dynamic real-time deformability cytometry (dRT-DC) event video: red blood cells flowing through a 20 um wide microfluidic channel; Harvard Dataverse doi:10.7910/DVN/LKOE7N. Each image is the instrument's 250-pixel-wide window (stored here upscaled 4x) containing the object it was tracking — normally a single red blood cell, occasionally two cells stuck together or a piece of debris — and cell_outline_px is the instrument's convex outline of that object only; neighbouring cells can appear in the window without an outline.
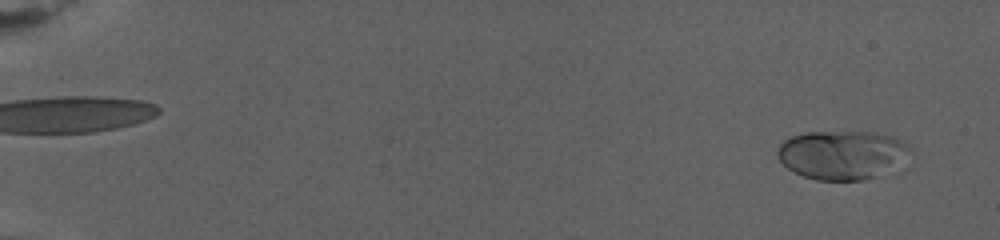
{"species": "human", "species_latin": "Homo sapiens", "temperature_condition": "warm", "stored_images_in_passage": 108, "camera_frame_rate_fps": 3000, "um_per_image_px": 0.085, "donor": {"sex": "female"}, "frame": {"image": 1, "passage_image": 10, "time_ms": 1.667, "image_size_px": [1000, 240], "cell_outline_px": [[908, 148], [872, 176], [860, 180], [816, 180], [804, 176], [788, 168], [776, 156], [776, 152], [780, 144], [784, 140], [792, 136], [808, 132], [872, 132], [892, 136], [904, 144]], "centroid_in_image_um": [71.31, 13.12], "position_along_channel_um": 13.7, "area_um2": 35.55}}
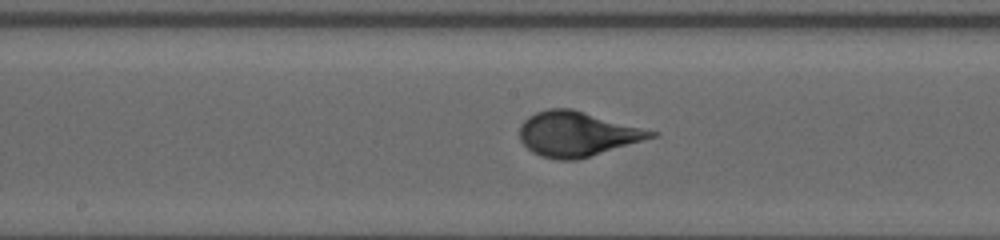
{"frame": {"image": 2, "passage_image": 71, "time_ms": 15.667, "image_size_px": [1000, 240], "cell_outline_px": [[660, 136], [580, 160], [556, 160], [540, 156], [532, 152], [520, 140], [520, 124], [528, 116], [536, 112], [548, 108], [572, 108], [660, 132]], "centroid_in_image_um": [49.11, 11.4], "position_along_channel_um": 199.1, "area_um2": 35.03}}
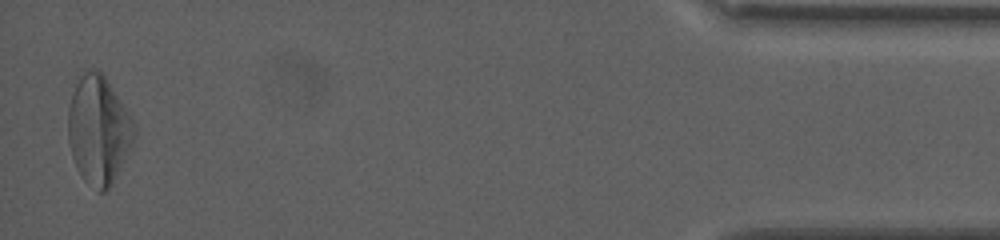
{"frame": {"image": 3, "passage_image": 107, "time_ms": 27.333, "image_size_px": [1000, 240], "cell_outline_px": [[136, 136], [112, 184], [104, 192], [100, 192], [84, 180], [76, 168], [72, 156], [68, 140], [68, 108], [76, 84], [84, 72], [88, 68], [96, 68], [104, 76], [136, 124]], "centroid_in_image_um": [8.38, 11.06], "position_along_channel_um": 426.8, "area_um2": 41.38}}